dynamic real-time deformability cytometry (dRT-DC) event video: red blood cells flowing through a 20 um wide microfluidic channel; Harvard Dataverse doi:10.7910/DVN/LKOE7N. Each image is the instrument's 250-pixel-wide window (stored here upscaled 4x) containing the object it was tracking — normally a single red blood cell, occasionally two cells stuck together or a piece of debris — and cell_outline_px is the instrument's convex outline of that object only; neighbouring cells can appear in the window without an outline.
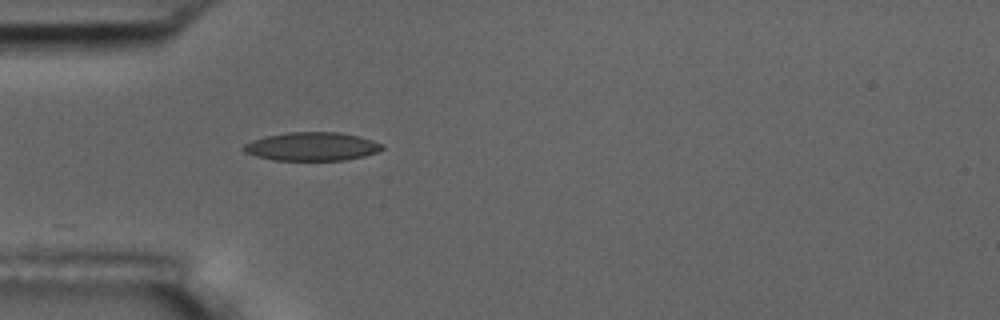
{"species": "common noctule bat (a hibernating species)", "species_latin": "Nyctalus noctula", "temperature_condition": "room temperature", "stored_images_in_passage": 15, "camera_frame_rate_fps": 3000, "um_per_image_px": 0.085, "animal": {"sex": "male", "body_mass_g": 17.5, "forearm_length_mm": 52.3}, "frame": {"image": 1, "passage_image": 1, "time_ms": 0.0, "image_size_px": [1000, 320], "cell_outline_px": [[384, 148], [376, 152], [364, 156], [344, 160], [272, 160], [256, 156], [244, 152], [240, 148], [244, 144], [252, 140], [268, 136], [288, 132], [340, 132], [360, 136], [384, 144]], "centroid_in_image_um": [26.51, 12.45], "position_along_channel_um": 58.5, "area_um2": 23.06}}
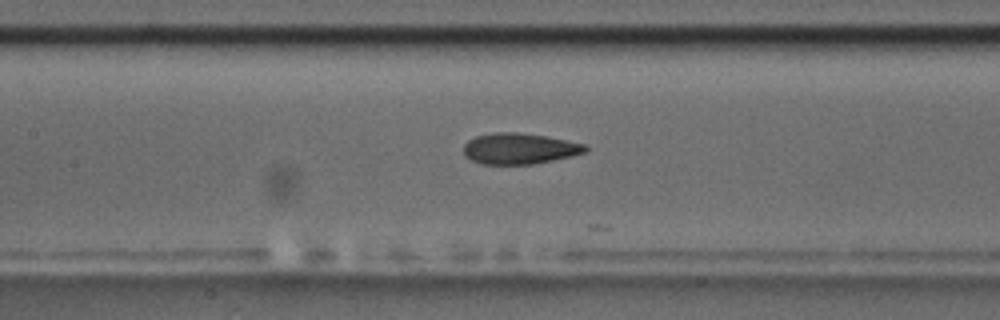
{"frame": {"image": 2, "passage_image": 10, "time_ms": 3.0, "image_size_px": [1000, 320], "cell_outline_px": [[588, 152], [572, 156], [532, 164], [480, 164], [464, 156], [464, 144], [468, 140], [476, 136], [492, 132], [516, 132], [544, 136], [584, 144], [588, 148]], "centroid_in_image_um": [44.12, 12.63], "position_along_channel_um": 163.3, "area_um2": 21.91}}
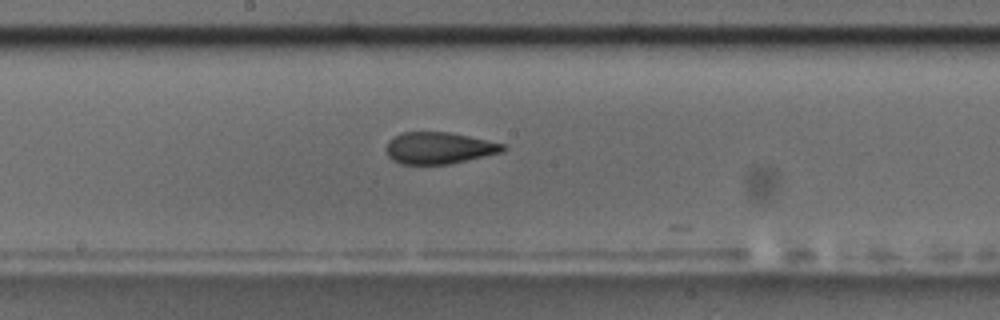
{"frame": {"image": 3, "passage_image": 14, "time_ms": 4.333, "image_size_px": [1000, 320], "cell_outline_px": [[508, 148], [504, 152], [448, 164], [400, 164], [392, 160], [388, 156], [384, 148], [388, 140], [404, 132], [448, 132], [468, 136], [504, 144]], "centroid_in_image_um": [37.3, 12.59], "position_along_channel_um": 210.9, "area_um2": 21.62}}